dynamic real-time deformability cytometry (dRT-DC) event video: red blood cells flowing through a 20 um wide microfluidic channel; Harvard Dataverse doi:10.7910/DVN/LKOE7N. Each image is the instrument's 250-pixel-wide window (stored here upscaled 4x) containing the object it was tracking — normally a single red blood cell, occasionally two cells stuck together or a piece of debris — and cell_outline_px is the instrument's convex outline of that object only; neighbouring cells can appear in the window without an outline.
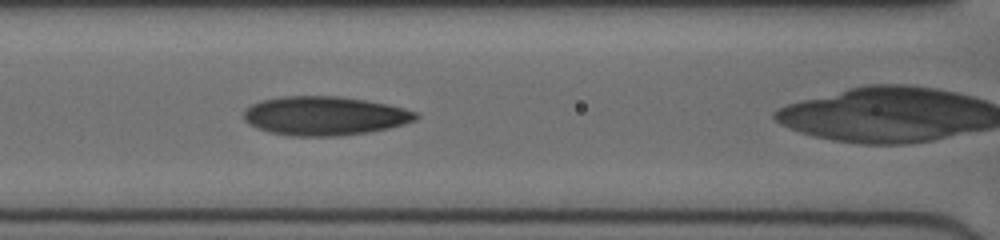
{"species": "human", "species_latin": "Homo sapiens", "temperature_condition": "cold", "stored_images_in_passage": 25, "camera_frame_rate_fps": 3000, "um_per_image_px": 0.085, "donor": {"sex": "female"}, "frame": {"image": 1, "passage_image": 4, "time_ms": 1.0, "image_size_px": [1000, 240], "cell_outline_px": [[420, 116], [416, 120], [404, 124], [388, 128], [368, 132], [340, 136], [288, 136], [268, 132], [256, 128], [248, 124], [244, 120], [244, 108], [260, 100], [280, 96], [336, 96], [364, 100], [388, 104], [404, 108], [416, 112]], "centroid_in_image_um": [27.55, 9.85], "position_along_channel_um": 139.0, "area_um2": 39.36}}
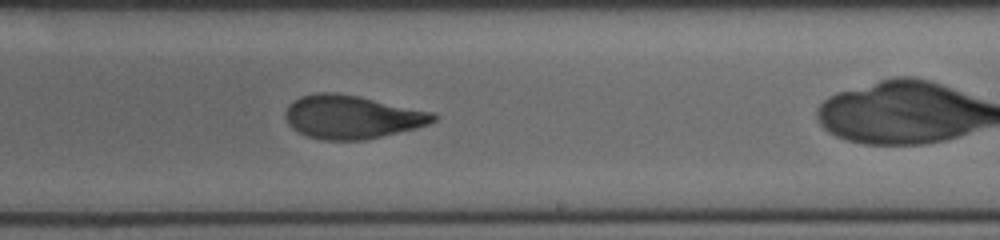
{"frame": {"image": 2, "passage_image": 13, "time_ms": 4.0, "image_size_px": [1000, 240], "cell_outline_px": [[440, 116], [436, 120], [428, 124], [416, 128], [364, 140], [324, 140], [308, 136], [292, 128], [288, 124], [284, 116], [284, 112], [288, 104], [300, 96], [316, 92], [332, 92], [360, 96], [432, 112]], "centroid_in_image_um": [29.89, 9.93], "position_along_channel_um": 259.1, "area_um2": 37.51}}
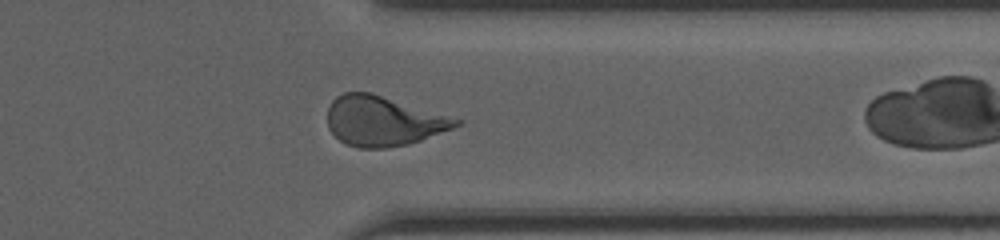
{"frame": {"image": 3, "passage_image": 22, "time_ms": 7.0, "image_size_px": [1000, 240], "cell_outline_px": [[460, 124], [452, 128], [420, 140], [408, 144], [388, 148], [360, 148], [344, 144], [328, 128], [328, 108], [332, 100], [336, 96], [344, 92], [372, 92], [460, 120]], "centroid_in_image_um": [32.5, 10.28], "position_along_channel_um": 378.9, "area_um2": 36.93}}